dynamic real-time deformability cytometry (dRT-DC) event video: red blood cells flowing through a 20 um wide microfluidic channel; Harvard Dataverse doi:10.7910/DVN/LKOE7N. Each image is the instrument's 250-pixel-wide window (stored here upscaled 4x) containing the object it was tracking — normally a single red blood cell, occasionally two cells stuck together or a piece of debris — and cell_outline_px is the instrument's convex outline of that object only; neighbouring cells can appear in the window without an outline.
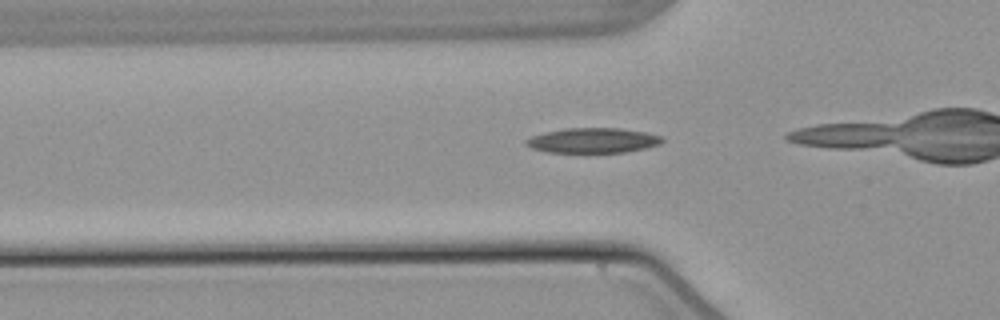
{"species": "common noctule bat (a hibernating species)", "species_latin": "Nyctalus noctula", "temperature_condition": "warm", "stored_images_in_passage": 16, "camera_frame_rate_fps": 3000, "um_per_image_px": 0.085, "animal": {"sex": "male", "body_mass_g": 21.5, "forearm_length_mm": 52.0}, "frame": {"image": 1, "passage_image": 11, "time_ms": 3.333, "image_size_px": [1000, 320], "cell_outline_px": [[664, 140], [660, 144], [648, 148], [624, 152], [548, 152], [532, 148], [524, 144], [524, 140], [532, 136], [544, 132], [564, 128], [620, 128], [648, 132], [660, 136]], "centroid_in_image_um": [50.4, 11.93], "position_along_channel_um": 75.4, "area_um2": 19.94}}